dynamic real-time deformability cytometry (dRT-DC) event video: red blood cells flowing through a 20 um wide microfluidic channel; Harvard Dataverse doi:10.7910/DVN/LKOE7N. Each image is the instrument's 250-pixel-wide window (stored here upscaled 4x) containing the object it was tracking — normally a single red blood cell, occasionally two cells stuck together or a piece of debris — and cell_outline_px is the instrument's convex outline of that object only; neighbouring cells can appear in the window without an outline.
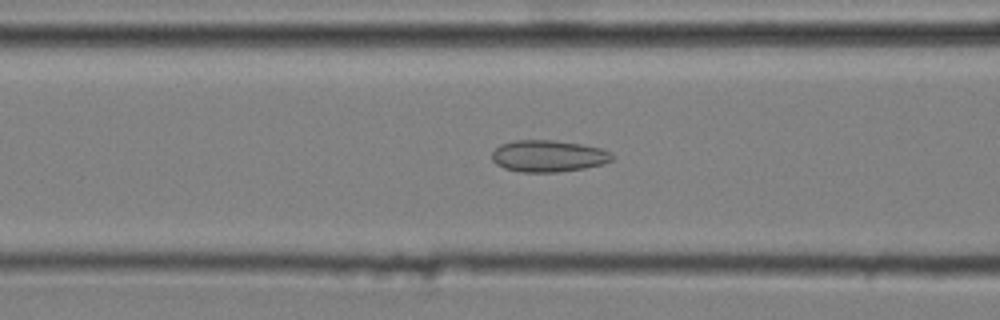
{"species": "common noctule bat (a hibernating species)", "species_latin": "Nyctalus noctula", "temperature_condition": "cold", "stored_images_in_passage": 51, "camera_frame_rate_fps": 3000, "um_per_image_px": 0.085, "animal": {"sex": "male", "body_mass_g": 20.4}, "frame": {"image": 1, "passage_image": 21, "time_ms": 6.667, "image_size_px": [1000, 320], "cell_outline_px": [[612, 160], [604, 164], [584, 168], [556, 172], [520, 172], [504, 168], [496, 164], [492, 160], [492, 152], [500, 144], [516, 140], [552, 140], [580, 144], [600, 148], [612, 152]], "centroid_in_image_um": [46.59, 13.26], "position_along_channel_um": 120.0, "area_um2": 22.2}}
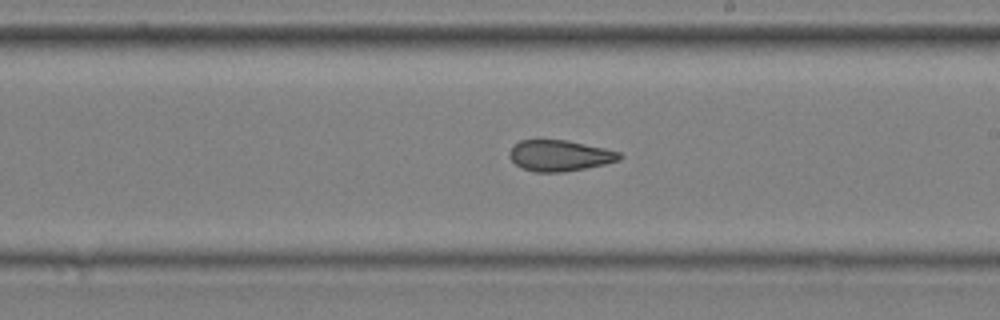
{"frame": {"image": 2, "passage_image": 31, "time_ms": 10.0, "image_size_px": [1000, 320], "cell_outline_px": [[624, 156], [620, 160], [604, 164], [564, 172], [536, 172], [524, 168], [516, 164], [508, 156], [508, 152], [520, 140], [568, 140], [604, 148], [620, 152]], "centroid_in_image_um": [47.59, 13.22], "position_along_channel_um": 241.4, "area_um2": 19.77}}
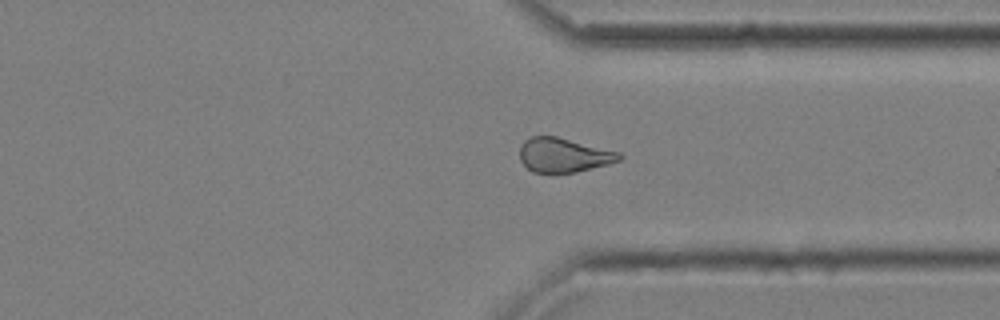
{"frame": {"image": 3, "passage_image": 41, "time_ms": 13.333, "image_size_px": [1000, 320], "cell_outline_px": [[624, 156], [620, 160], [608, 164], [576, 172], [532, 172], [520, 160], [520, 144], [524, 140], [532, 136], [556, 136], [620, 152]], "centroid_in_image_um": [47.91, 13.17], "position_along_channel_um": 363.5, "area_um2": 19.83}, "authors_computed_cell_mechanics": {"area_um2": 21.097, "velocity_mm_per_s": 3.6509, "shape_relaxation_time_tau1_ms": null, "shape_relaxation_time_tau2_ms": 3.3093, "deformation_change_tau1": null, "deformation_change_tau2": 0.0852}}